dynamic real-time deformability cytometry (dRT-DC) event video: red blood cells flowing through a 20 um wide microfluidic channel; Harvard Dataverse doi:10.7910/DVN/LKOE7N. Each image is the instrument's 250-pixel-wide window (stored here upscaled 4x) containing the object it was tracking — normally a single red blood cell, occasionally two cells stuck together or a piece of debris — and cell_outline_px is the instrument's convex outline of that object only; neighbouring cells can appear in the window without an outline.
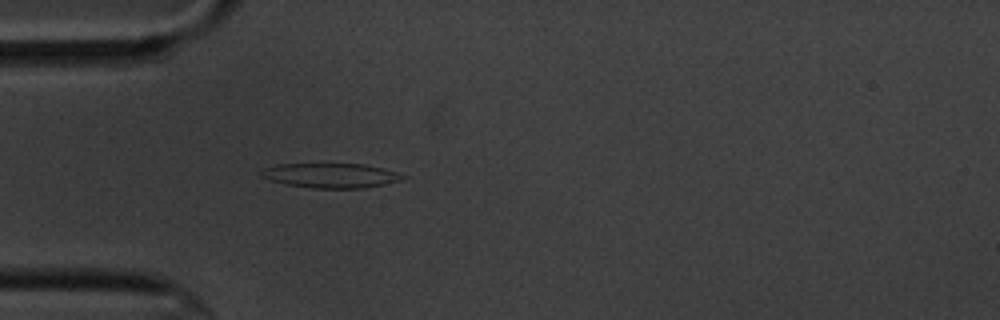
{"species": "common noctule bat (a hibernating species)", "species_latin": "Nyctalus noctula", "temperature_condition": "cold", "stored_images_in_passage": 57, "camera_frame_rate_fps": 3000, "um_per_image_px": 0.085, "animal": {"sex": "male", "body_mass_g": 20.1, "forearm_length_mm": 53.5}, "frame": {"image": 1, "passage_image": 16, "time_ms": 5.0, "image_size_px": [1000, 320], "cell_outline_px": [[408, 176], [400, 180], [384, 184], [364, 188], [312, 188], [284, 184], [260, 176], [260, 172], [264, 168], [280, 164], [364, 164], [384, 168]], "centroid_in_image_um": [28.13, 14.92], "position_along_channel_um": 56.9, "area_um2": 20.23}}
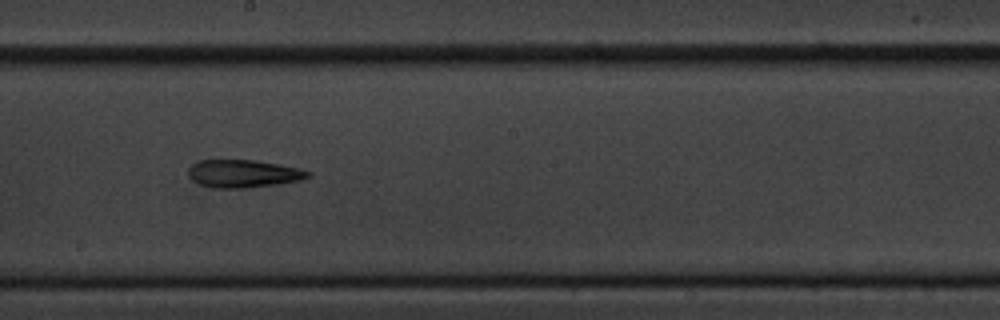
{"frame": {"image": 2, "passage_image": 31, "time_ms": 10.0, "image_size_px": [1000, 320], "cell_outline_px": [[312, 176], [300, 180], [280, 184], [244, 188], [212, 188], [200, 184], [192, 180], [188, 176], [188, 168], [192, 164], [200, 160], [256, 160], [300, 168], [312, 172]], "centroid_in_image_um": [20.7, 14.76], "position_along_channel_um": 227.5, "area_um2": 19.59}}
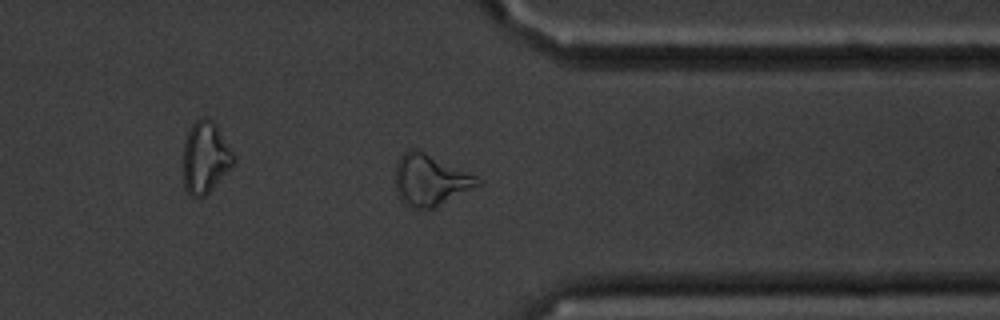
{"frame": {"image": 3, "passage_image": 44, "time_ms": 14.333, "image_size_px": [1000, 320], "cell_outline_px": [[480, 184], [432, 208], [412, 208], [404, 204], [400, 200], [396, 192], [396, 160], [408, 148], [416, 148], [476, 176], [480, 180]], "centroid_in_image_um": [36.5, 15.29], "position_along_channel_um": 374.9, "area_um2": 24.16}, "authors_computed_cell_mechanics": {"area_um2": 20.23, "velocity_mm_per_s": 3.4876, "shape_relaxation_time_tau1_ms": null, "shape_relaxation_time_tau2_ms": 6.099, "deformation_change_tau1": null, "deformation_change_tau2": 0.172}}